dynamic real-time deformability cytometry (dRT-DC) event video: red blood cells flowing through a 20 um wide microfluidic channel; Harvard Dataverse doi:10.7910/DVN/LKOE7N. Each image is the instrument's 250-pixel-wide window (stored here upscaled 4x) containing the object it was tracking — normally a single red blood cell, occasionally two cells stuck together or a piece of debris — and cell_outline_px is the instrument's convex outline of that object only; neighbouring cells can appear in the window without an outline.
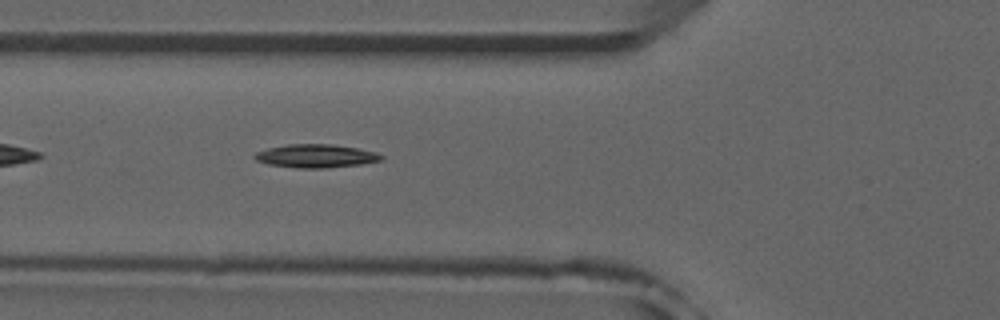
{"species": "common noctule bat (a hibernating species)", "species_latin": "Nyctalus noctula", "temperature_condition": "room temperature", "stored_images_in_passage": 39, "camera_frame_rate_fps": 3000, "um_per_image_px": 0.085, "animal": {"sex": "male", "forearm_length_mm": 52.5}, "frame": {"image": 1, "passage_image": 6, "time_ms": 1.667, "image_size_px": [1000, 320], "cell_outline_px": [[384, 156], [380, 160], [360, 164], [324, 168], [296, 168], [268, 164], [256, 160], [252, 156], [256, 152], [268, 148], [288, 144], [332, 144], [356, 148], [376, 152]], "centroid_in_image_um": [26.81, 13.25], "position_along_channel_um": 99.0, "area_um2": 17.11}, "authors_computed_cell_mechanics": {"area_um2": 16.2418, "velocity_mm_per_s": 3.9454, "shape_relaxation_time_tau1_ms": 9.9623, "shape_relaxation_time_tau2_ms": null, "deformation_change_tau1": 0.2678, "deformation_change_tau2": null}}